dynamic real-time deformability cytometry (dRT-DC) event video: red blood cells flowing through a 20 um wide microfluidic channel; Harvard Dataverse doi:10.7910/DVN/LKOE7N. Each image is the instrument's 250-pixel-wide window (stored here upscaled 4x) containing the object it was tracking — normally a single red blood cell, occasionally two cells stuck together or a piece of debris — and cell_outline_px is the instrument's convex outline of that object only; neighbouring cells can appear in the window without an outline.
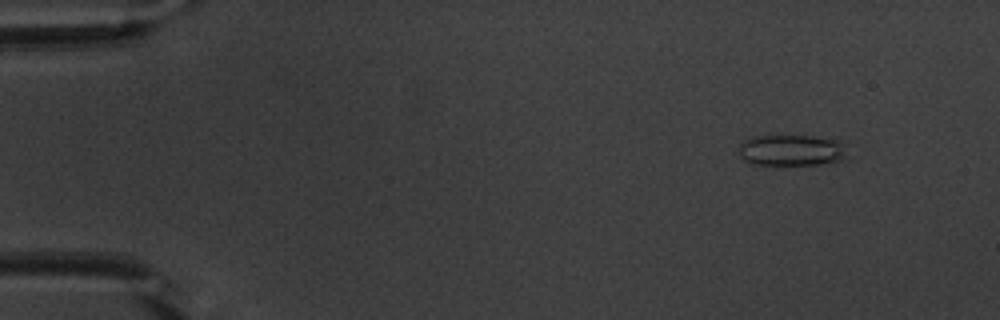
{"species": "common noctule bat (a hibernating species)", "species_latin": "Nyctalus noctula", "temperature_condition": "warm", "stored_images_in_passage": 49, "camera_frame_rate_fps": 3000, "um_per_image_px": 0.085, "animal": {"sex": "male", "body_mass_g": 20.1, "forearm_length_mm": 53.5}, "frame": {"image": 1, "passage_image": 1, "time_ms": 0.0, "image_size_px": [1000, 320], "cell_outline_px": [[848, 160], [820, 164], [752, 164], [744, 160], [740, 156], [740, 144], [744, 140], [752, 136], [812, 136], [848, 140]], "centroid_in_image_um": [67.44, 12.76], "position_along_channel_um": 17.6, "area_um2": 20.35}}
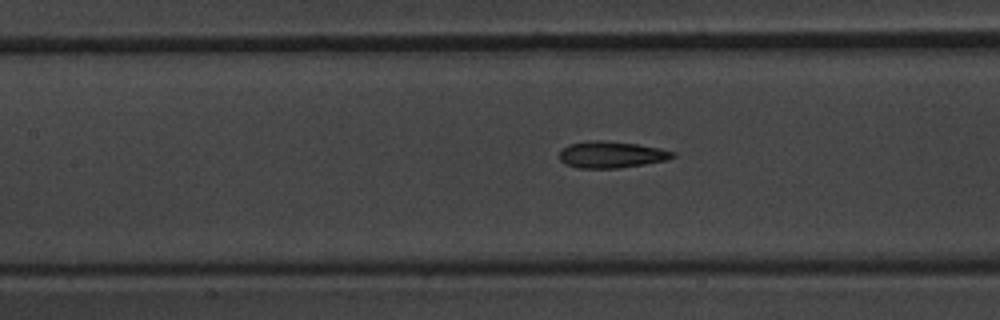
{"frame": {"image": 2, "passage_image": 20, "time_ms": 6.333, "image_size_px": [1000, 320], "cell_outline_px": [[676, 156], [668, 160], [620, 168], [576, 168], [564, 164], [560, 160], [560, 152], [568, 144], [592, 140], [604, 140], [636, 144], [660, 148], [676, 152]], "centroid_in_image_um": [51.98, 13.14], "position_along_channel_um": 155.4, "area_um2": 17.69}}
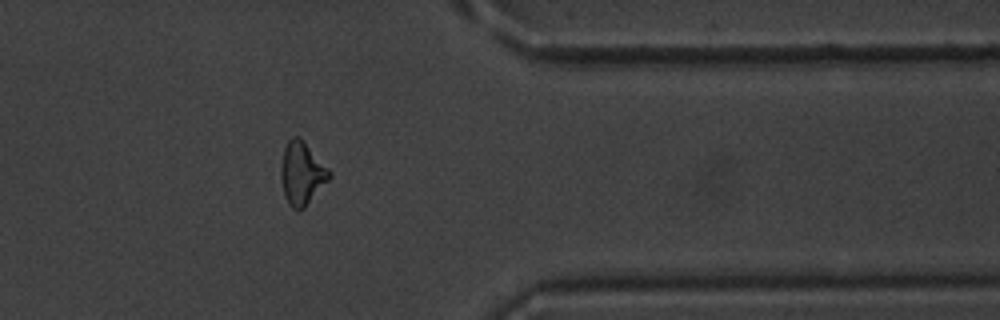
{"frame": {"image": 3, "passage_image": 39, "time_ms": 12.667, "image_size_px": [1000, 320], "cell_outline_px": [[332, 176], [304, 208], [300, 212], [296, 212], [288, 204], [284, 196], [280, 176], [280, 168], [284, 148], [288, 140], [292, 136], [300, 136], [332, 172]], "centroid_in_image_um": [25.65, 14.75], "position_along_channel_um": 385.8, "area_um2": 18.03}, "authors_computed_cell_mechanics": {"area_um2": 17.7446, "velocity_mm_per_s": 3.8308, "shape_relaxation_time_tau1_ms": 6.9002, "shape_relaxation_time_tau2_ms": 2.3153, "deformation_change_tau1": 0.1757, "deformation_change_tau2": 0.1182}}